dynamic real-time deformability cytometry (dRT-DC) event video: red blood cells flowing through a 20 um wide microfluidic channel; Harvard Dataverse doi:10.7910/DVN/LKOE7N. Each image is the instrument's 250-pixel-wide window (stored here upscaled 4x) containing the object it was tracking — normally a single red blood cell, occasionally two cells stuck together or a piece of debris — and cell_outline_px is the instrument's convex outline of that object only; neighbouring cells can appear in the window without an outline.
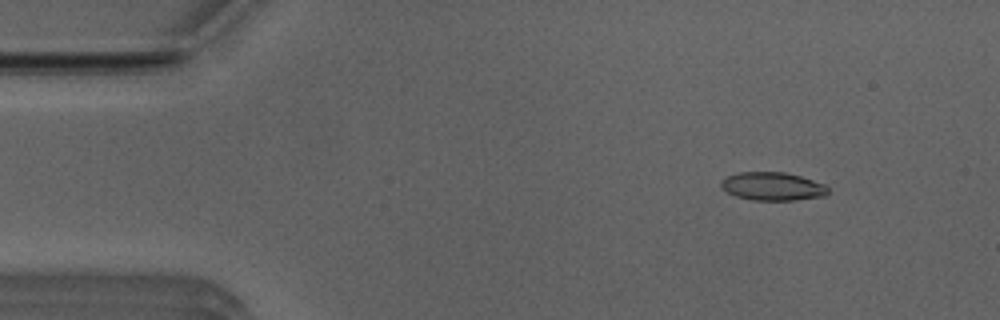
{"species": "Egyptian fruit bat (a non-hibernating species)", "species_latin": "Rousettus aegyptiacus", "temperature_condition": "room temperature", "stored_images_in_passage": 51, "camera_frame_rate_fps": 3000, "um_per_image_px": 0.085, "animal": {"sex": "male"}, "frame": {"image": 1, "passage_image": 6, "time_ms": 1.667, "image_size_px": [1000, 320], "cell_outline_px": [[828, 192], [824, 196], [796, 200], [752, 200], [736, 196], [728, 192], [720, 184], [720, 180], [728, 176], [740, 172], [784, 172], [800, 176], [824, 184], [828, 188]], "centroid_in_image_um": [65.67, 15.84], "position_along_channel_um": 19.3, "area_um2": 17.46}}
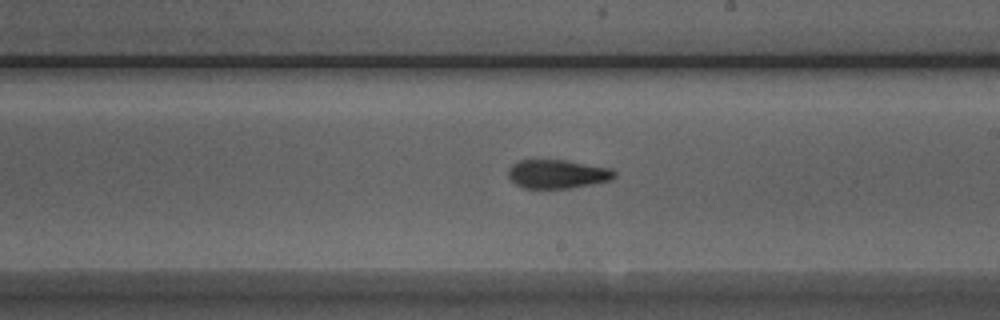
{"frame": {"image": 2, "passage_image": 29, "time_ms": 9.333, "image_size_px": [1000, 320], "cell_outline_px": [[616, 176], [612, 180], [592, 184], [568, 188], [520, 188], [508, 176], [508, 168], [512, 164], [520, 160], [568, 160], [612, 168], [616, 172]], "centroid_in_image_um": [47.4, 14.78], "position_along_channel_um": 241.6, "area_um2": 17.98}}
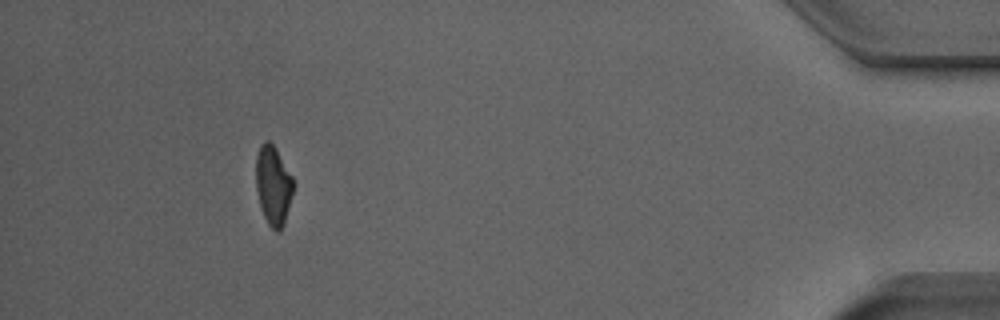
{"frame": {"image": 3, "passage_image": 47, "time_ms": 15.333, "image_size_px": [1000, 320], "cell_outline_px": [[292, 192], [284, 224], [276, 232], [268, 224], [264, 216], [260, 204], [256, 188], [256, 156], [260, 144], [264, 140], [268, 140], [276, 148], [292, 176]], "centroid_in_image_um": [23.2, 15.71], "position_along_channel_um": 412.0, "area_um2": 16.94}, "authors_computed_cell_mechanics": {"area_um2": 17.8602, "velocity_mm_per_s": 3.9705, "shape_relaxation_time_tau1_ms": 5.1154, "shape_relaxation_time_tau2_ms": 2.9407, "deformation_change_tau1": 0.1632, "deformation_change_tau2": 0.1078}}